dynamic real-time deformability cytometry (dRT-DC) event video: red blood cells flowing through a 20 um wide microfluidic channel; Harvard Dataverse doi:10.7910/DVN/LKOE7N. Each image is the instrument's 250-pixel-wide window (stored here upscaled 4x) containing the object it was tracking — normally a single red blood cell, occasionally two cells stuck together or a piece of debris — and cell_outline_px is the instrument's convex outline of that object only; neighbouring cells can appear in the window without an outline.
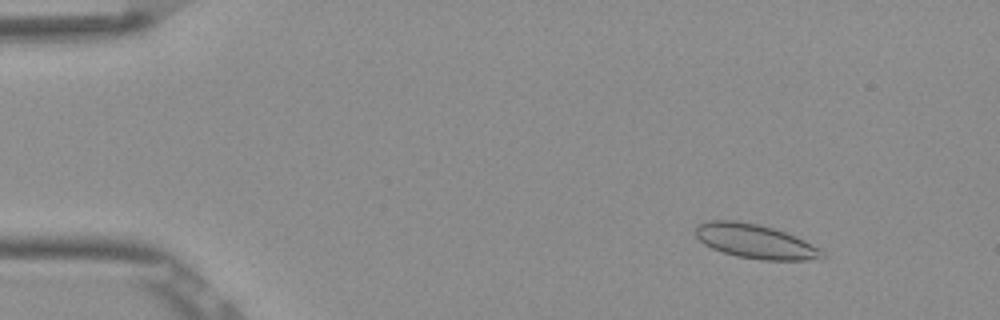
{"species": "Egyptian fruit bat (a non-hibernating species)", "species_latin": "Rousettus aegyptiacus", "temperature_condition": "room temperature", "stored_images_in_passage": 54, "camera_frame_rate_fps": 3000, "um_per_image_px": 0.085, "frame": {"image": 1, "passage_image": 7, "time_ms": 2.0, "image_size_px": [1000, 320], "cell_outline_px": [[828, 256], [820, 260], [760, 260], [736, 256], [712, 248], [704, 244], [696, 236], [696, 224], [708, 220], [736, 220], [756, 224], [772, 228], [796, 236], [820, 248]], "centroid_in_image_um": [64.23, 20.52], "position_along_channel_um": 20.8, "area_um2": 25.43}}
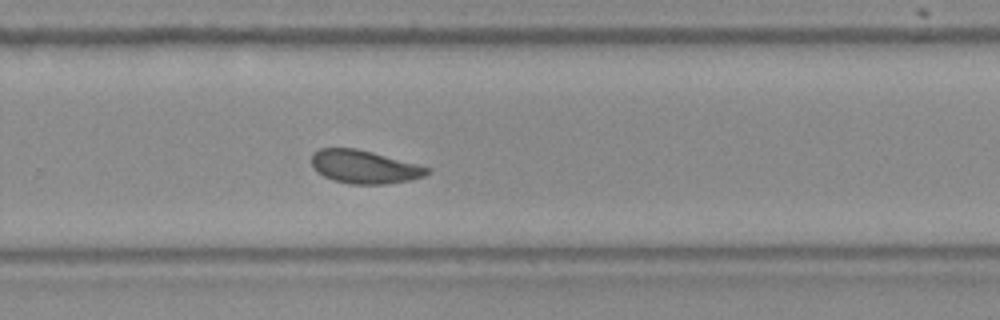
{"frame": {"image": 2, "passage_image": 36, "time_ms": 11.667, "image_size_px": [1000, 320], "cell_outline_px": [[432, 168], [424, 176], [408, 180], [384, 184], [352, 184], [332, 180], [316, 172], [312, 164], [312, 152], [320, 148], [356, 148], [372, 152]], "centroid_in_image_um": [30.93, 14.18], "position_along_channel_um": 298.9, "area_um2": 22.25}}
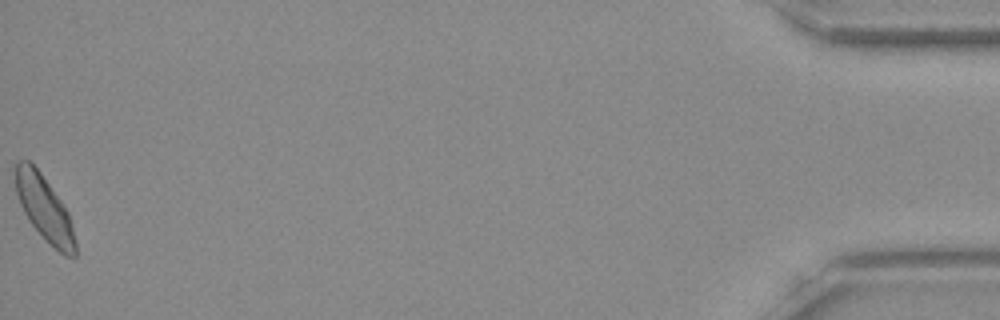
{"frame": {"image": 3, "passage_image": 54, "time_ms": 17.667, "image_size_px": [1000, 320], "cell_outline_px": [[76, 256], [64, 256], [28, 220], [20, 204], [16, 192], [16, 164], [20, 160], [28, 160], [40, 172], [60, 200], [68, 212], [76, 244]], "centroid_in_image_um": [3.77, 17.7], "position_along_channel_um": 431.4, "area_um2": 21.79}, "authors_computed_cell_mechanics": {"area_um2": 23.0333, "velocity_mm_per_s": 3.8328, "shape_relaxation_time_tau1_ms": 7.56, "shape_relaxation_time_tau2_ms": 1.7103, "deformation_change_tau1": 0.0955, "deformation_change_tau2": 0.0394}}